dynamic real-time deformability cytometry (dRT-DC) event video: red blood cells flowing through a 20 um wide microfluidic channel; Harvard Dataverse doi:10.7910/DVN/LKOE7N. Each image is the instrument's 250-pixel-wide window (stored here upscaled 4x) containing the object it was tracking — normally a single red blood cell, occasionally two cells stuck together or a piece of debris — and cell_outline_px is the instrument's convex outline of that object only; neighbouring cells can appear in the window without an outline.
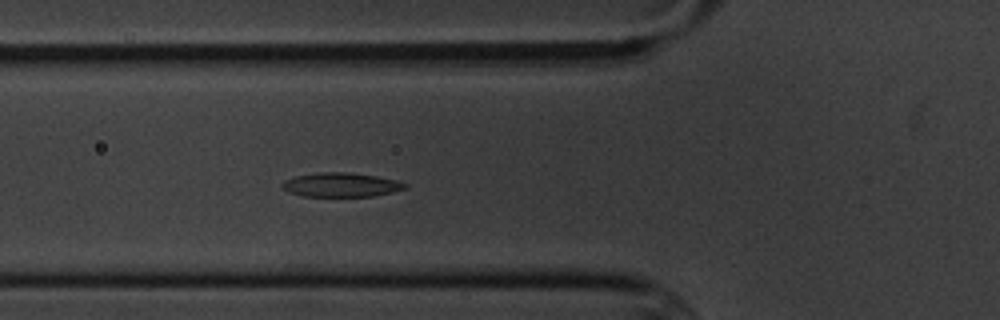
{"species": "common noctule bat (a hibernating species)", "species_latin": "Nyctalus noctula", "temperature_condition": "cold", "stored_images_in_passage": 6, "camera_frame_rate_fps": 3000, "um_per_image_px": 0.085, "animal": {"sex": "male", "body_mass_g": 20.1, "forearm_length_mm": 53.5}, "frame": {"image": 1, "passage_image": 6, "time_ms": 5.667, "image_size_px": [1000, 320], "cell_outline_px": [[408, 188], [392, 192], [372, 196], [300, 196], [288, 192], [280, 184], [284, 180], [296, 176], [316, 172], [348, 172], [376, 176], [396, 180], [408, 184]], "centroid_in_image_um": [28.98, 15.7], "position_along_channel_um": 96.8, "area_um2": 17.34}}